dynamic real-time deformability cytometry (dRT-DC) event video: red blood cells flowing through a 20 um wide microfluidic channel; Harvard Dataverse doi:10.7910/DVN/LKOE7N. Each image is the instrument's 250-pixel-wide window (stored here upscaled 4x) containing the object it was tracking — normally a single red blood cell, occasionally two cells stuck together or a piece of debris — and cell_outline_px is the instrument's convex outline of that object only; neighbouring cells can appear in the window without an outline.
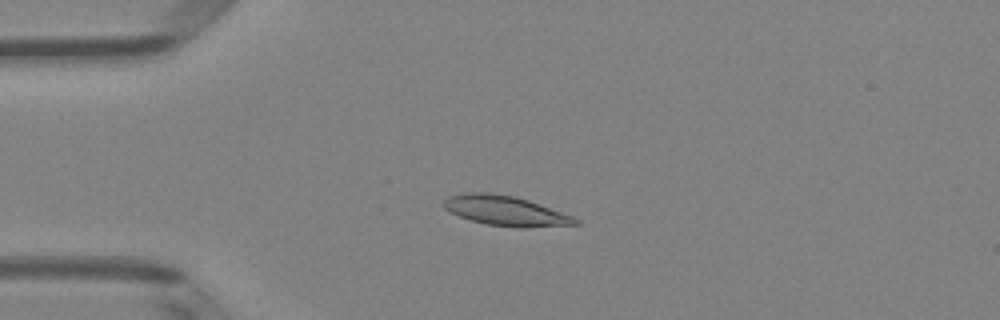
{"species": "Egyptian fruit bat (a non-hibernating species)", "species_latin": "Rousettus aegyptiacus", "temperature_condition": "room temperature", "stored_images_in_passage": 51, "camera_frame_rate_fps": 3000, "um_per_image_px": 0.085, "animal": {"sex": "female"}, "frame": {"image": 1, "passage_image": 13, "time_ms": 4.0, "image_size_px": [1000, 320], "cell_outline_px": [[580, 224], [524, 228], [516, 228], [484, 224], [460, 216], [444, 208], [440, 204], [448, 196], [464, 192], [488, 192], [516, 196], [528, 200], [572, 216], [580, 220]], "centroid_in_image_um": [42.94, 17.91], "position_along_channel_um": 42.1, "area_um2": 23.06}}
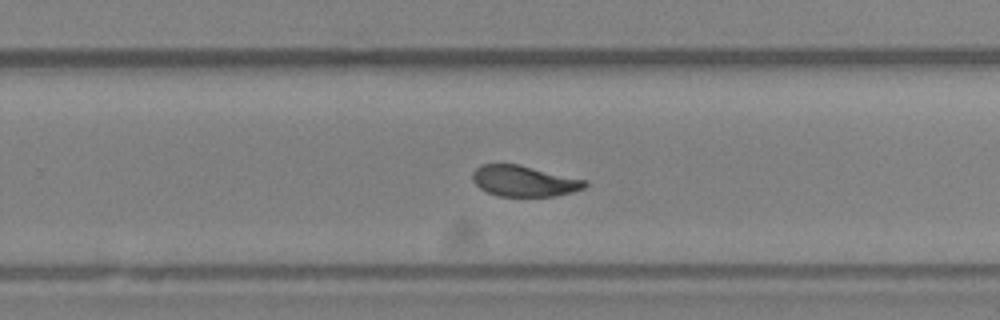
{"frame": {"image": 2, "passage_image": 33, "time_ms": 10.667, "image_size_px": [1000, 320], "cell_outline_px": [[588, 184], [584, 188], [572, 192], [556, 196], [500, 196], [488, 192], [480, 188], [472, 180], [472, 172], [480, 164], [520, 164], [588, 180]], "centroid_in_image_um": [44.57, 15.37], "position_along_channel_um": 285.2, "area_um2": 20.4}}
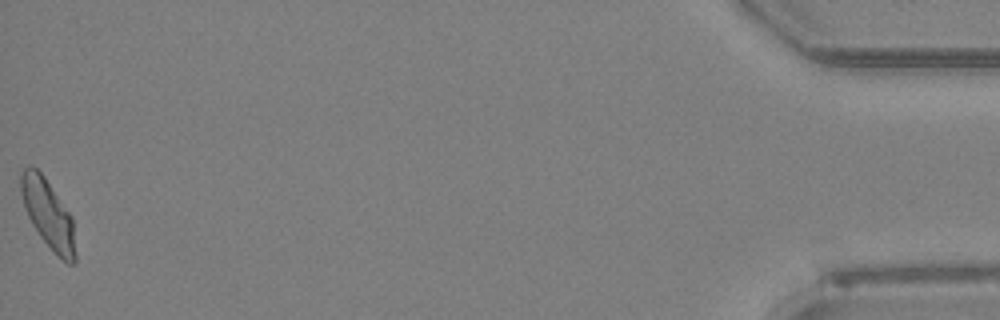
{"frame": {"image": 3, "passage_image": 51, "time_ms": 16.667, "image_size_px": [1000, 320], "cell_outline_px": [[76, 264], [68, 264], [40, 236], [32, 224], [24, 208], [20, 192], [20, 176], [24, 168], [28, 164], [32, 164], [44, 176], [72, 216], [76, 256]], "centroid_in_image_um": [4.07, 18.14], "position_along_channel_um": 431.1, "area_um2": 21.68}, "authors_computed_cell_mechanics": {"area_um2": 21.386, "velocity_mm_per_s": 4.0417, "shape_relaxation_time_tau1_ms": 3.7357, "shape_relaxation_time_tau2_ms": 1.0231, "deformation_change_tau1": 0.1592, "deformation_change_tau2": 0.0693}}